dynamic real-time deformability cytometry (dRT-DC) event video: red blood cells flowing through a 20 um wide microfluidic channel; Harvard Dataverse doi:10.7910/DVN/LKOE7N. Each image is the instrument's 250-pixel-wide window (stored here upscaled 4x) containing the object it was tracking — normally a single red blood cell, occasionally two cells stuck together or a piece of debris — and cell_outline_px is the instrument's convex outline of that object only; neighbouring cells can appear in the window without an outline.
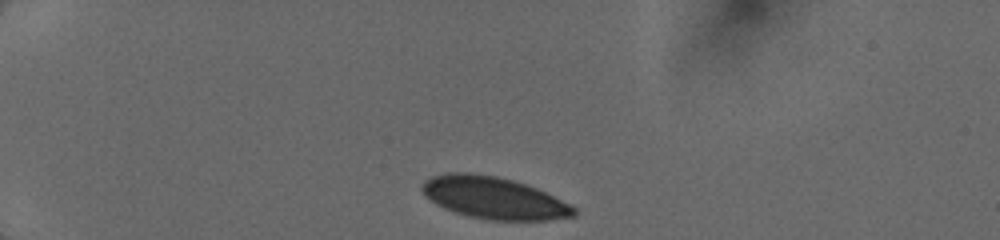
{"species": "human", "species_latin": "Homo sapiens", "temperature_condition": "cold", "stored_images_in_passage": 6, "camera_frame_rate_fps": 3000, "um_per_image_px": 0.085, "donor": {"sex": "female"}, "frame": {"image": 1, "passage_image": 1, "time_ms": 0.0, "image_size_px": [1000, 240], "cell_outline_px": [[576, 216], [548, 220], [488, 220], [468, 216], [444, 208], [436, 204], [424, 196], [420, 188], [420, 184], [424, 180], [432, 176], [448, 172], [468, 172], [496, 176], [512, 180], [536, 188], [576, 208]], "centroid_in_image_um": [41.91, 16.81], "position_along_channel_um": 43.1, "area_um2": 37.11}}
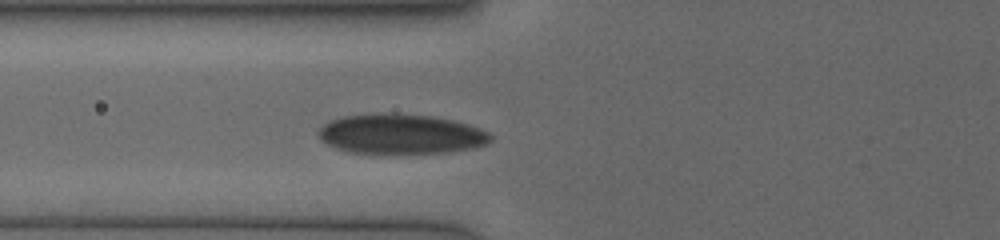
{"frame": {"image": 2, "passage_image": 6, "time_ms": 2.667, "image_size_px": [1000, 240], "cell_outline_px": [[492, 140], [488, 144], [472, 148], [448, 152], [348, 152], [336, 148], [320, 140], [316, 132], [324, 124], [332, 120], [344, 116], [432, 116], [452, 120], [468, 124], [480, 128], [488, 132], [492, 136]], "centroid_in_image_um": [34.12, 11.43], "position_along_channel_um": 91.7, "area_um2": 38.49}}